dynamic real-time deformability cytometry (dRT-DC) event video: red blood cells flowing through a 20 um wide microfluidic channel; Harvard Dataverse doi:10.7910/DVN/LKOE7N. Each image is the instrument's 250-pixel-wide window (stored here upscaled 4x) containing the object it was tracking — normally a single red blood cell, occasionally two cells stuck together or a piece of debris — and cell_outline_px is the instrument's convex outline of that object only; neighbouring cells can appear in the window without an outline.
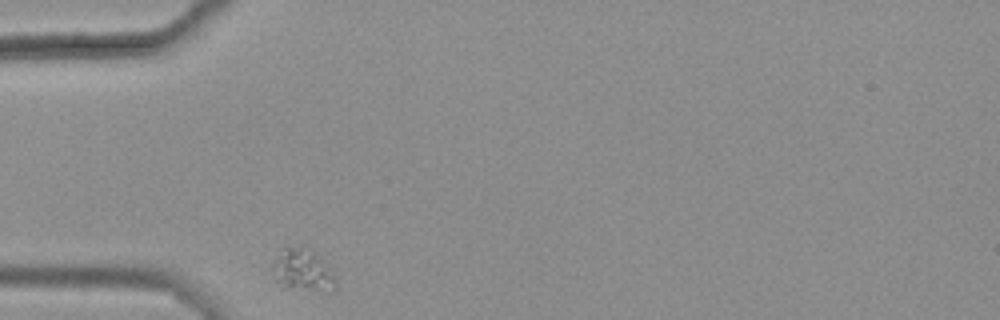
{"species": "common noctule bat (a hibernating species)", "species_latin": "Nyctalus noctula", "temperature_condition": "warm", "stored_images_in_passage": 32, "camera_frame_rate_fps": 3000, "um_per_image_px": 0.085, "animal": {"sex": "female", "body_mass_g": 25.1}, "frame": {"image": 1, "passage_image": 1, "time_ms": 0.0, "image_size_px": [1000, 320], "cell_outline_px": [[336, 292], [328, 292], [284, 288], [276, 280], [272, 268], [272, 260], [280, 248], [304, 244], [320, 260], [336, 280]], "centroid_in_image_um": [25.67, 22.97], "position_along_channel_um": 59.3, "area_um2": 15.72}}
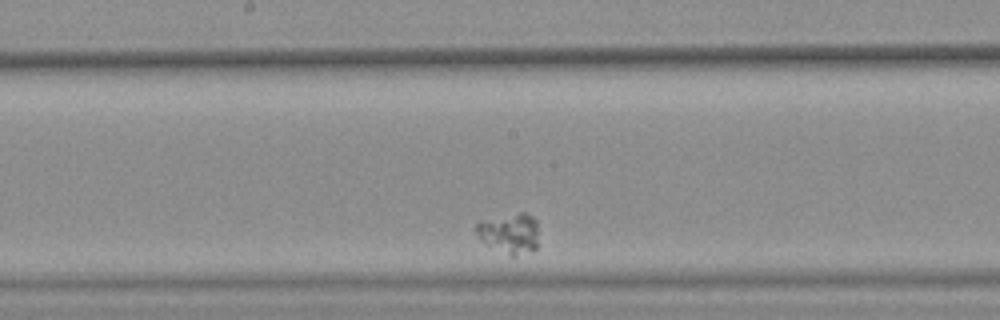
{"frame": {"image": 2, "passage_image": 16, "time_ms": 5.0, "image_size_px": [1000, 320], "cell_outline_px": [[536, 248], [512, 256], [480, 240], [476, 232], [476, 224], [520, 212], [528, 212], [536, 220]], "centroid_in_image_um": [43.33, 19.81], "position_along_channel_um": 204.9, "area_um2": 13.81}}
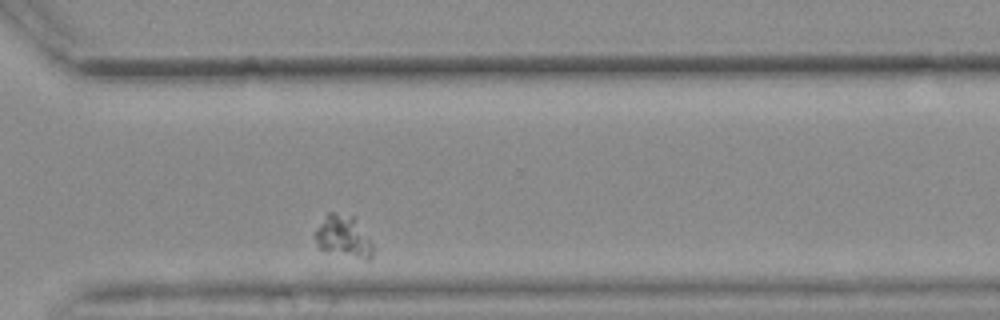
{"frame": {"image": 3, "passage_image": 29, "time_ms": 9.333, "image_size_px": [1000, 320], "cell_outline_px": [[372, 256], [368, 260], [364, 260], [320, 248], [316, 244], [316, 228], [328, 212], [336, 212], [356, 216], [372, 244]], "centroid_in_image_um": [29.22, 20.06], "position_along_channel_um": 341.4, "area_um2": 13.99}}